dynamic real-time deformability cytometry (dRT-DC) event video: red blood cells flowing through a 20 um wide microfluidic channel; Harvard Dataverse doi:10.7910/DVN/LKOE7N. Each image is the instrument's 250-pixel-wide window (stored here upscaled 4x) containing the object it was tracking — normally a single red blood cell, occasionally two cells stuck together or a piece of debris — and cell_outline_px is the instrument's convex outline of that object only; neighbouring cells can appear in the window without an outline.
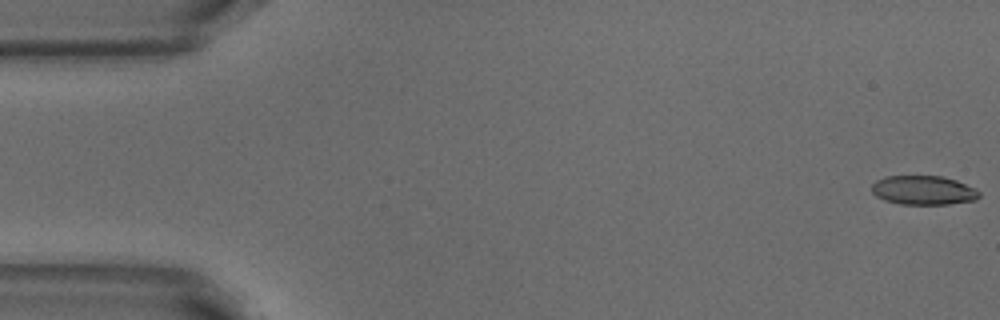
{"species": "common noctule bat (a hibernating species)", "species_latin": "Nyctalus noctula", "temperature_condition": "warm", "stored_images_in_passage": 8, "camera_frame_rate_fps": 3000, "um_per_image_px": 0.085, "animal": {"sex": "male", "body_mass_g": 18.8}, "frame": {"image": 1, "passage_image": 1, "time_ms": 0.0, "image_size_px": [1000, 320], "cell_outline_px": [[980, 196], [976, 200], [948, 204], [900, 204], [884, 200], [876, 196], [872, 192], [872, 184], [876, 180], [884, 176], [944, 176], [956, 180], [976, 188], [980, 192]], "centroid_in_image_um": [78.5, 16.16], "position_along_channel_um": 6.5, "area_um2": 18.38}}